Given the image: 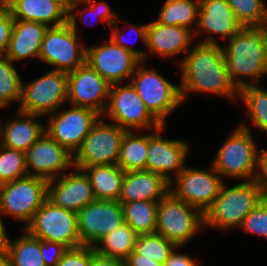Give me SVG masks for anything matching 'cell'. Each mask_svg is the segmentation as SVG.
<instances>
[{
  "label": "cell",
  "instance_id": "cell-43",
  "mask_svg": "<svg viewBox=\"0 0 267 266\" xmlns=\"http://www.w3.org/2000/svg\"><path fill=\"white\" fill-rule=\"evenodd\" d=\"M67 248L56 242L41 240V254L45 266H56Z\"/></svg>",
  "mask_w": 267,
  "mask_h": 266
},
{
  "label": "cell",
  "instance_id": "cell-44",
  "mask_svg": "<svg viewBox=\"0 0 267 266\" xmlns=\"http://www.w3.org/2000/svg\"><path fill=\"white\" fill-rule=\"evenodd\" d=\"M261 153V154H260ZM257 172L254 181L257 183L263 199H267V150H260ZM259 171V172H258Z\"/></svg>",
  "mask_w": 267,
  "mask_h": 266
},
{
  "label": "cell",
  "instance_id": "cell-4",
  "mask_svg": "<svg viewBox=\"0 0 267 266\" xmlns=\"http://www.w3.org/2000/svg\"><path fill=\"white\" fill-rule=\"evenodd\" d=\"M262 200L261 191L254 180L243 181L233 187H227L223 182L217 198L203 214L204 228H240L245 216Z\"/></svg>",
  "mask_w": 267,
  "mask_h": 266
},
{
  "label": "cell",
  "instance_id": "cell-52",
  "mask_svg": "<svg viewBox=\"0 0 267 266\" xmlns=\"http://www.w3.org/2000/svg\"><path fill=\"white\" fill-rule=\"evenodd\" d=\"M3 107L2 106H0V109H2ZM1 124H2V122H1V120H0V133H1Z\"/></svg>",
  "mask_w": 267,
  "mask_h": 266
},
{
  "label": "cell",
  "instance_id": "cell-8",
  "mask_svg": "<svg viewBox=\"0 0 267 266\" xmlns=\"http://www.w3.org/2000/svg\"><path fill=\"white\" fill-rule=\"evenodd\" d=\"M101 116L83 139L80 148L73 155L75 168L93 165H112L118 162L119 151L125 133L128 131L115 123H106Z\"/></svg>",
  "mask_w": 267,
  "mask_h": 266
},
{
  "label": "cell",
  "instance_id": "cell-20",
  "mask_svg": "<svg viewBox=\"0 0 267 266\" xmlns=\"http://www.w3.org/2000/svg\"><path fill=\"white\" fill-rule=\"evenodd\" d=\"M74 171L72 172V170ZM47 181V199L58 207L78 212L96 200L89 177L82 169L73 168Z\"/></svg>",
  "mask_w": 267,
  "mask_h": 266
},
{
  "label": "cell",
  "instance_id": "cell-12",
  "mask_svg": "<svg viewBox=\"0 0 267 266\" xmlns=\"http://www.w3.org/2000/svg\"><path fill=\"white\" fill-rule=\"evenodd\" d=\"M108 100L103 115L121 128L139 132L142 129H157L162 126L129 82L110 85Z\"/></svg>",
  "mask_w": 267,
  "mask_h": 266
},
{
  "label": "cell",
  "instance_id": "cell-5",
  "mask_svg": "<svg viewBox=\"0 0 267 266\" xmlns=\"http://www.w3.org/2000/svg\"><path fill=\"white\" fill-rule=\"evenodd\" d=\"M259 153L260 149L252 138L250 128L241 124L232 130L218 149L211 165L222 177L250 181L256 176Z\"/></svg>",
  "mask_w": 267,
  "mask_h": 266
},
{
  "label": "cell",
  "instance_id": "cell-39",
  "mask_svg": "<svg viewBox=\"0 0 267 266\" xmlns=\"http://www.w3.org/2000/svg\"><path fill=\"white\" fill-rule=\"evenodd\" d=\"M76 4L77 5L82 4L87 6L86 8L82 9V12L80 11L81 17L83 16L84 18V16L86 17L87 15L95 14L94 16L95 18H98L97 20L100 19L101 22L106 21L109 27L113 24L115 25L116 18L119 17L115 12L111 10L109 4L104 0L98 2H95V0H76ZM83 18H82V20L84 21L83 23L87 24L88 22H86L85 19Z\"/></svg>",
  "mask_w": 267,
  "mask_h": 266
},
{
  "label": "cell",
  "instance_id": "cell-17",
  "mask_svg": "<svg viewBox=\"0 0 267 266\" xmlns=\"http://www.w3.org/2000/svg\"><path fill=\"white\" fill-rule=\"evenodd\" d=\"M25 159L27 174L47 181L74 168L73 155L46 132L25 152Z\"/></svg>",
  "mask_w": 267,
  "mask_h": 266
},
{
  "label": "cell",
  "instance_id": "cell-1",
  "mask_svg": "<svg viewBox=\"0 0 267 266\" xmlns=\"http://www.w3.org/2000/svg\"><path fill=\"white\" fill-rule=\"evenodd\" d=\"M182 102L190 92L211 93L234 100L239 90L231 82L221 44L198 43L179 61Z\"/></svg>",
  "mask_w": 267,
  "mask_h": 266
},
{
  "label": "cell",
  "instance_id": "cell-31",
  "mask_svg": "<svg viewBox=\"0 0 267 266\" xmlns=\"http://www.w3.org/2000/svg\"><path fill=\"white\" fill-rule=\"evenodd\" d=\"M158 201L137 200L122 204L124 223L138 235L153 234L156 230Z\"/></svg>",
  "mask_w": 267,
  "mask_h": 266
},
{
  "label": "cell",
  "instance_id": "cell-10",
  "mask_svg": "<svg viewBox=\"0 0 267 266\" xmlns=\"http://www.w3.org/2000/svg\"><path fill=\"white\" fill-rule=\"evenodd\" d=\"M67 72L49 70L27 83L23 82L19 111L46 116L58 111L68 100Z\"/></svg>",
  "mask_w": 267,
  "mask_h": 266
},
{
  "label": "cell",
  "instance_id": "cell-6",
  "mask_svg": "<svg viewBox=\"0 0 267 266\" xmlns=\"http://www.w3.org/2000/svg\"><path fill=\"white\" fill-rule=\"evenodd\" d=\"M203 227V213L177 198L171 191L158 201L155 233L177 247H183Z\"/></svg>",
  "mask_w": 267,
  "mask_h": 266
},
{
  "label": "cell",
  "instance_id": "cell-9",
  "mask_svg": "<svg viewBox=\"0 0 267 266\" xmlns=\"http://www.w3.org/2000/svg\"><path fill=\"white\" fill-rule=\"evenodd\" d=\"M25 230L40 240L64 245L67 249L81 246L77 213L58 207L48 199L35 212Z\"/></svg>",
  "mask_w": 267,
  "mask_h": 266
},
{
  "label": "cell",
  "instance_id": "cell-34",
  "mask_svg": "<svg viewBox=\"0 0 267 266\" xmlns=\"http://www.w3.org/2000/svg\"><path fill=\"white\" fill-rule=\"evenodd\" d=\"M178 248L180 247L156 233L139 234L134 252L139 254V258L152 259L164 265L174 249Z\"/></svg>",
  "mask_w": 267,
  "mask_h": 266
},
{
  "label": "cell",
  "instance_id": "cell-26",
  "mask_svg": "<svg viewBox=\"0 0 267 266\" xmlns=\"http://www.w3.org/2000/svg\"><path fill=\"white\" fill-rule=\"evenodd\" d=\"M14 19L57 27L67 23L68 11L55 0H5Z\"/></svg>",
  "mask_w": 267,
  "mask_h": 266
},
{
  "label": "cell",
  "instance_id": "cell-3",
  "mask_svg": "<svg viewBox=\"0 0 267 266\" xmlns=\"http://www.w3.org/2000/svg\"><path fill=\"white\" fill-rule=\"evenodd\" d=\"M77 7L75 0L68 10L67 23L48 27L45 32L38 59L54 67L52 70L68 73L86 63V46L77 36Z\"/></svg>",
  "mask_w": 267,
  "mask_h": 266
},
{
  "label": "cell",
  "instance_id": "cell-45",
  "mask_svg": "<svg viewBox=\"0 0 267 266\" xmlns=\"http://www.w3.org/2000/svg\"><path fill=\"white\" fill-rule=\"evenodd\" d=\"M188 255L177 253L174 251L170 254L169 259L163 266H199L198 262Z\"/></svg>",
  "mask_w": 267,
  "mask_h": 266
},
{
  "label": "cell",
  "instance_id": "cell-14",
  "mask_svg": "<svg viewBox=\"0 0 267 266\" xmlns=\"http://www.w3.org/2000/svg\"><path fill=\"white\" fill-rule=\"evenodd\" d=\"M71 106L60 113L46 115L49 123L45 132L74 155L101 115L89 108Z\"/></svg>",
  "mask_w": 267,
  "mask_h": 266
},
{
  "label": "cell",
  "instance_id": "cell-41",
  "mask_svg": "<svg viewBox=\"0 0 267 266\" xmlns=\"http://www.w3.org/2000/svg\"><path fill=\"white\" fill-rule=\"evenodd\" d=\"M92 246L68 248L56 266H90Z\"/></svg>",
  "mask_w": 267,
  "mask_h": 266
},
{
  "label": "cell",
  "instance_id": "cell-28",
  "mask_svg": "<svg viewBox=\"0 0 267 266\" xmlns=\"http://www.w3.org/2000/svg\"><path fill=\"white\" fill-rule=\"evenodd\" d=\"M137 237L138 234L127 223H123L103 236L93 247L100 255L125 260L134 251Z\"/></svg>",
  "mask_w": 267,
  "mask_h": 266
},
{
  "label": "cell",
  "instance_id": "cell-53",
  "mask_svg": "<svg viewBox=\"0 0 267 266\" xmlns=\"http://www.w3.org/2000/svg\"><path fill=\"white\" fill-rule=\"evenodd\" d=\"M5 2V0H0V4H2V3H4Z\"/></svg>",
  "mask_w": 267,
  "mask_h": 266
},
{
  "label": "cell",
  "instance_id": "cell-25",
  "mask_svg": "<svg viewBox=\"0 0 267 266\" xmlns=\"http://www.w3.org/2000/svg\"><path fill=\"white\" fill-rule=\"evenodd\" d=\"M19 117L1 124V145L26 152L45 133V126L38 122V114L16 112ZM21 118V119H20Z\"/></svg>",
  "mask_w": 267,
  "mask_h": 266
},
{
  "label": "cell",
  "instance_id": "cell-11",
  "mask_svg": "<svg viewBox=\"0 0 267 266\" xmlns=\"http://www.w3.org/2000/svg\"><path fill=\"white\" fill-rule=\"evenodd\" d=\"M47 199V180L27 175L0 185V211L28 224Z\"/></svg>",
  "mask_w": 267,
  "mask_h": 266
},
{
  "label": "cell",
  "instance_id": "cell-38",
  "mask_svg": "<svg viewBox=\"0 0 267 266\" xmlns=\"http://www.w3.org/2000/svg\"><path fill=\"white\" fill-rule=\"evenodd\" d=\"M240 228L267 238V199H263L245 216Z\"/></svg>",
  "mask_w": 267,
  "mask_h": 266
},
{
  "label": "cell",
  "instance_id": "cell-47",
  "mask_svg": "<svg viewBox=\"0 0 267 266\" xmlns=\"http://www.w3.org/2000/svg\"><path fill=\"white\" fill-rule=\"evenodd\" d=\"M126 266H163V264L148 258H139L134 251L125 259Z\"/></svg>",
  "mask_w": 267,
  "mask_h": 266
},
{
  "label": "cell",
  "instance_id": "cell-46",
  "mask_svg": "<svg viewBox=\"0 0 267 266\" xmlns=\"http://www.w3.org/2000/svg\"><path fill=\"white\" fill-rule=\"evenodd\" d=\"M90 266H126L125 260L109 258L95 252L92 246V258Z\"/></svg>",
  "mask_w": 267,
  "mask_h": 266
},
{
  "label": "cell",
  "instance_id": "cell-15",
  "mask_svg": "<svg viewBox=\"0 0 267 266\" xmlns=\"http://www.w3.org/2000/svg\"><path fill=\"white\" fill-rule=\"evenodd\" d=\"M123 223L122 204L115 200H95L77 212V229L82 245L94 246Z\"/></svg>",
  "mask_w": 267,
  "mask_h": 266
},
{
  "label": "cell",
  "instance_id": "cell-37",
  "mask_svg": "<svg viewBox=\"0 0 267 266\" xmlns=\"http://www.w3.org/2000/svg\"><path fill=\"white\" fill-rule=\"evenodd\" d=\"M25 152L0 146V185L27 176Z\"/></svg>",
  "mask_w": 267,
  "mask_h": 266
},
{
  "label": "cell",
  "instance_id": "cell-16",
  "mask_svg": "<svg viewBox=\"0 0 267 266\" xmlns=\"http://www.w3.org/2000/svg\"><path fill=\"white\" fill-rule=\"evenodd\" d=\"M140 62L134 53L116 45L111 39L101 45L86 47V63L110 85L122 84L130 78Z\"/></svg>",
  "mask_w": 267,
  "mask_h": 266
},
{
  "label": "cell",
  "instance_id": "cell-42",
  "mask_svg": "<svg viewBox=\"0 0 267 266\" xmlns=\"http://www.w3.org/2000/svg\"><path fill=\"white\" fill-rule=\"evenodd\" d=\"M13 23L10 6L6 2L0 4V55L8 49Z\"/></svg>",
  "mask_w": 267,
  "mask_h": 266
},
{
  "label": "cell",
  "instance_id": "cell-19",
  "mask_svg": "<svg viewBox=\"0 0 267 266\" xmlns=\"http://www.w3.org/2000/svg\"><path fill=\"white\" fill-rule=\"evenodd\" d=\"M164 126L148 134L146 170L161 175L171 183L173 178L184 169L190 146L186 141L163 138L161 132ZM171 172L174 173V177L171 176Z\"/></svg>",
  "mask_w": 267,
  "mask_h": 266
},
{
  "label": "cell",
  "instance_id": "cell-18",
  "mask_svg": "<svg viewBox=\"0 0 267 266\" xmlns=\"http://www.w3.org/2000/svg\"><path fill=\"white\" fill-rule=\"evenodd\" d=\"M68 102L92 109L103 116L107 107L110 84L87 63L67 73Z\"/></svg>",
  "mask_w": 267,
  "mask_h": 266
},
{
  "label": "cell",
  "instance_id": "cell-29",
  "mask_svg": "<svg viewBox=\"0 0 267 266\" xmlns=\"http://www.w3.org/2000/svg\"><path fill=\"white\" fill-rule=\"evenodd\" d=\"M127 131L122 140L117 165L124 171L146 170L148 134Z\"/></svg>",
  "mask_w": 267,
  "mask_h": 266
},
{
  "label": "cell",
  "instance_id": "cell-24",
  "mask_svg": "<svg viewBox=\"0 0 267 266\" xmlns=\"http://www.w3.org/2000/svg\"><path fill=\"white\" fill-rule=\"evenodd\" d=\"M47 29L48 26L43 23L14 19L5 56L12 62L32 57L38 59Z\"/></svg>",
  "mask_w": 267,
  "mask_h": 266
},
{
  "label": "cell",
  "instance_id": "cell-33",
  "mask_svg": "<svg viewBox=\"0 0 267 266\" xmlns=\"http://www.w3.org/2000/svg\"><path fill=\"white\" fill-rule=\"evenodd\" d=\"M238 98L245 104L252 124L267 133V90L251 84L239 89Z\"/></svg>",
  "mask_w": 267,
  "mask_h": 266
},
{
  "label": "cell",
  "instance_id": "cell-27",
  "mask_svg": "<svg viewBox=\"0 0 267 266\" xmlns=\"http://www.w3.org/2000/svg\"><path fill=\"white\" fill-rule=\"evenodd\" d=\"M96 200L118 201L125 172L116 164L83 167Z\"/></svg>",
  "mask_w": 267,
  "mask_h": 266
},
{
  "label": "cell",
  "instance_id": "cell-40",
  "mask_svg": "<svg viewBox=\"0 0 267 266\" xmlns=\"http://www.w3.org/2000/svg\"><path fill=\"white\" fill-rule=\"evenodd\" d=\"M113 25L110 26V28L112 29V36H110V39L116 44L121 46L122 48H124L125 50H128L132 53H134L141 61L144 62V60L146 59V54L148 53L146 52H142L140 50H137L135 48H133L132 46H130V44H128V42L125 41L124 38V31L123 30H118L115 29V27H113ZM130 27L132 28L131 30L134 32V34L136 35V37L140 38L143 43L146 45V37H147V27H148V23L141 25L139 27L135 26V25H130Z\"/></svg>",
  "mask_w": 267,
  "mask_h": 266
},
{
  "label": "cell",
  "instance_id": "cell-35",
  "mask_svg": "<svg viewBox=\"0 0 267 266\" xmlns=\"http://www.w3.org/2000/svg\"><path fill=\"white\" fill-rule=\"evenodd\" d=\"M23 82L13 62L0 55V106L7 107L12 101L21 100Z\"/></svg>",
  "mask_w": 267,
  "mask_h": 266
},
{
  "label": "cell",
  "instance_id": "cell-7",
  "mask_svg": "<svg viewBox=\"0 0 267 266\" xmlns=\"http://www.w3.org/2000/svg\"><path fill=\"white\" fill-rule=\"evenodd\" d=\"M141 61L128 80L136 90L146 108L162 124L170 112L182 103L180 87L169 82L154 69L144 66Z\"/></svg>",
  "mask_w": 267,
  "mask_h": 266
},
{
  "label": "cell",
  "instance_id": "cell-49",
  "mask_svg": "<svg viewBox=\"0 0 267 266\" xmlns=\"http://www.w3.org/2000/svg\"><path fill=\"white\" fill-rule=\"evenodd\" d=\"M55 1L59 2L67 11L75 2V0H55Z\"/></svg>",
  "mask_w": 267,
  "mask_h": 266
},
{
  "label": "cell",
  "instance_id": "cell-36",
  "mask_svg": "<svg viewBox=\"0 0 267 266\" xmlns=\"http://www.w3.org/2000/svg\"><path fill=\"white\" fill-rule=\"evenodd\" d=\"M243 27H267V5L263 0H226Z\"/></svg>",
  "mask_w": 267,
  "mask_h": 266
},
{
  "label": "cell",
  "instance_id": "cell-23",
  "mask_svg": "<svg viewBox=\"0 0 267 266\" xmlns=\"http://www.w3.org/2000/svg\"><path fill=\"white\" fill-rule=\"evenodd\" d=\"M161 175L147 170L125 172L118 201L123 204L137 200L160 201L170 190Z\"/></svg>",
  "mask_w": 267,
  "mask_h": 266
},
{
  "label": "cell",
  "instance_id": "cell-51",
  "mask_svg": "<svg viewBox=\"0 0 267 266\" xmlns=\"http://www.w3.org/2000/svg\"><path fill=\"white\" fill-rule=\"evenodd\" d=\"M266 71H267V48H266Z\"/></svg>",
  "mask_w": 267,
  "mask_h": 266
},
{
  "label": "cell",
  "instance_id": "cell-22",
  "mask_svg": "<svg viewBox=\"0 0 267 266\" xmlns=\"http://www.w3.org/2000/svg\"><path fill=\"white\" fill-rule=\"evenodd\" d=\"M194 32L183 26H167L159 22L148 23L146 46L148 52L162 58L173 57L190 50Z\"/></svg>",
  "mask_w": 267,
  "mask_h": 266
},
{
  "label": "cell",
  "instance_id": "cell-21",
  "mask_svg": "<svg viewBox=\"0 0 267 266\" xmlns=\"http://www.w3.org/2000/svg\"><path fill=\"white\" fill-rule=\"evenodd\" d=\"M197 20L194 33L204 32L208 35L204 40L198 41L203 44H218L216 38L210 36L212 34H218L223 40L227 38L229 40L243 28L226 0H199Z\"/></svg>",
  "mask_w": 267,
  "mask_h": 266
},
{
  "label": "cell",
  "instance_id": "cell-50",
  "mask_svg": "<svg viewBox=\"0 0 267 266\" xmlns=\"http://www.w3.org/2000/svg\"><path fill=\"white\" fill-rule=\"evenodd\" d=\"M0 266H13L12 262L3 254L0 255Z\"/></svg>",
  "mask_w": 267,
  "mask_h": 266
},
{
  "label": "cell",
  "instance_id": "cell-48",
  "mask_svg": "<svg viewBox=\"0 0 267 266\" xmlns=\"http://www.w3.org/2000/svg\"><path fill=\"white\" fill-rule=\"evenodd\" d=\"M1 215L3 214L0 211V255H3L6 252L7 244L10 238L6 233L3 220L1 219Z\"/></svg>",
  "mask_w": 267,
  "mask_h": 266
},
{
  "label": "cell",
  "instance_id": "cell-2",
  "mask_svg": "<svg viewBox=\"0 0 267 266\" xmlns=\"http://www.w3.org/2000/svg\"><path fill=\"white\" fill-rule=\"evenodd\" d=\"M221 47L229 78L238 90L251 84H260L262 75L267 74V27H243L228 40V45L221 44ZM241 76L253 81H244Z\"/></svg>",
  "mask_w": 267,
  "mask_h": 266
},
{
  "label": "cell",
  "instance_id": "cell-30",
  "mask_svg": "<svg viewBox=\"0 0 267 266\" xmlns=\"http://www.w3.org/2000/svg\"><path fill=\"white\" fill-rule=\"evenodd\" d=\"M198 13L199 0H165L156 21L167 26H183L194 32Z\"/></svg>",
  "mask_w": 267,
  "mask_h": 266
},
{
  "label": "cell",
  "instance_id": "cell-13",
  "mask_svg": "<svg viewBox=\"0 0 267 266\" xmlns=\"http://www.w3.org/2000/svg\"><path fill=\"white\" fill-rule=\"evenodd\" d=\"M222 184V177L212 165L208 171L184 167L169 184V190L204 214L217 198Z\"/></svg>",
  "mask_w": 267,
  "mask_h": 266
},
{
  "label": "cell",
  "instance_id": "cell-32",
  "mask_svg": "<svg viewBox=\"0 0 267 266\" xmlns=\"http://www.w3.org/2000/svg\"><path fill=\"white\" fill-rule=\"evenodd\" d=\"M24 231L18 239H9L4 255L13 266H45L41 254V240Z\"/></svg>",
  "mask_w": 267,
  "mask_h": 266
}]
</instances>
